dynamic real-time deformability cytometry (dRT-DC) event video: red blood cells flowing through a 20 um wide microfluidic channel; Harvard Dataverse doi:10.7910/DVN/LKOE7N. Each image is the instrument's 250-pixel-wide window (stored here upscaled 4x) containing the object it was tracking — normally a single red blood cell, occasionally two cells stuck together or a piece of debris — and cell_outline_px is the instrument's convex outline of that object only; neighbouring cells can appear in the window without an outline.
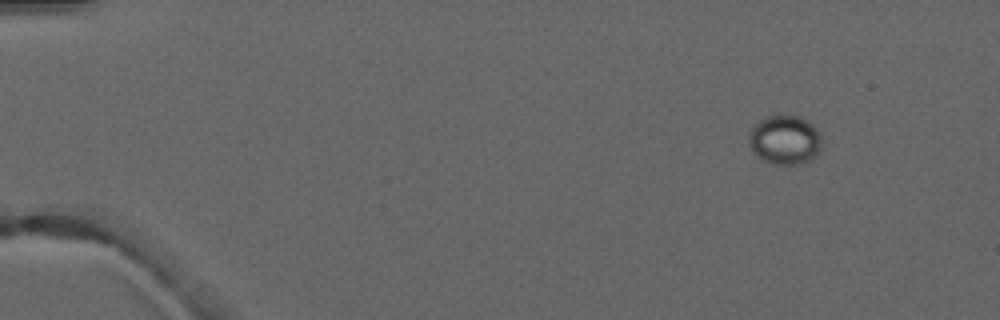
{"species": "common noctule bat (a hibernating species)", "species_latin": "Nyctalus noctula", "temperature_condition": "warm", "stored_images_in_passage": 3, "camera_frame_rate_fps": 3000, "um_per_image_px": 0.085, "animal": {"sex": "male", "forearm_length_mm": 52.5}, "frame": {"image": 1, "passage_image": 1, "time_ms": 0.0, "image_size_px": [1000, 320], "cell_outline_px": [[820, 148], [808, 160], [796, 164], [772, 164], [756, 156], [748, 144], [748, 132], [760, 120], [768, 116], [800, 116], [808, 120], [820, 132]], "centroid_in_image_um": [66.67, 11.88], "position_along_channel_um": 18.3, "area_um2": 20.69}}